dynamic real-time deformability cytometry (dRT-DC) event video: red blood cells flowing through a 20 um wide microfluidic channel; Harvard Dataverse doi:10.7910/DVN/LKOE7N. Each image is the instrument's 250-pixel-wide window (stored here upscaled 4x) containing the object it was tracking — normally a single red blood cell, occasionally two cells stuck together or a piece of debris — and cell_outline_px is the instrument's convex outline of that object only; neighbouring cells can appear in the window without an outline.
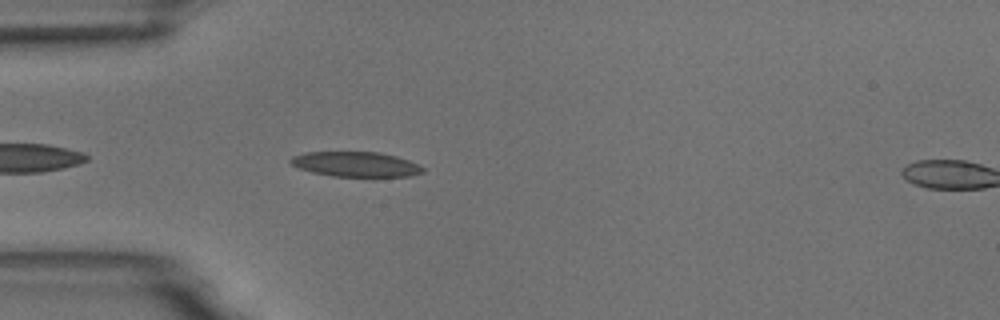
{"species": "common noctule bat (a hibernating species)", "species_latin": "Nyctalus noctula", "temperature_condition": "room temperature", "stored_images_in_passage": 5, "segment_of_instrument_passage": [1, 2], "camera_frame_rate_fps": 3000, "um_per_image_px": 0.085, "animal": {"sex": "male", "body_mass_g": 18.8}, "frame": {"image": 1, "passage_image": 4, "time_ms": 3.667, "image_size_px": [1000, 320], "cell_outline_px": [[424, 172], [408, 176], [332, 176], [312, 172], [300, 168], [292, 164], [288, 160], [292, 156], [304, 152], [376, 152], [396, 156], [408, 160], [424, 168]], "centroid_in_image_um": [30.21, 13.95], "position_along_channel_um": 54.8, "area_um2": 19.02}}